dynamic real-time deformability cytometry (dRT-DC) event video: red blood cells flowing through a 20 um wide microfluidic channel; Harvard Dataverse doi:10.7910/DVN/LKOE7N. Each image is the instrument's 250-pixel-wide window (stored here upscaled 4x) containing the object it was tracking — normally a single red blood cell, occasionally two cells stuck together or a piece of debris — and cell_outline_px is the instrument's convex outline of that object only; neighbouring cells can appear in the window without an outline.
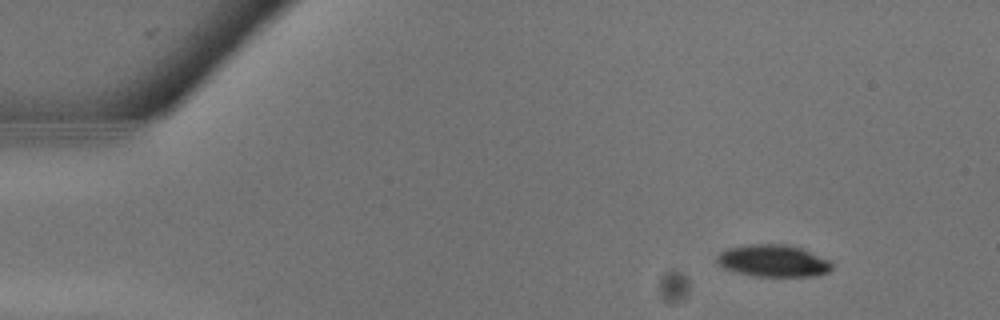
{"species": "common noctule bat (a hibernating species)", "species_latin": "Nyctalus noctula", "temperature_condition": "warm", "stored_images_in_passage": 11, "camera_frame_rate_fps": 3000, "um_per_image_px": 0.085, "animal": {"sex": "male", "body_mass_g": 13.3}, "frame": {"image": 1, "passage_image": 4, "time_ms": 1.0, "image_size_px": [1000, 320], "cell_outline_px": [[832, 268], [828, 272], [816, 276], [752, 276], [732, 272], [716, 264], [716, 256], [720, 252], [728, 248], [748, 244], [788, 244], [804, 248], [832, 260]], "centroid_in_image_um": [65.73, 22.16], "position_along_channel_um": 19.3, "area_um2": 22.08}}
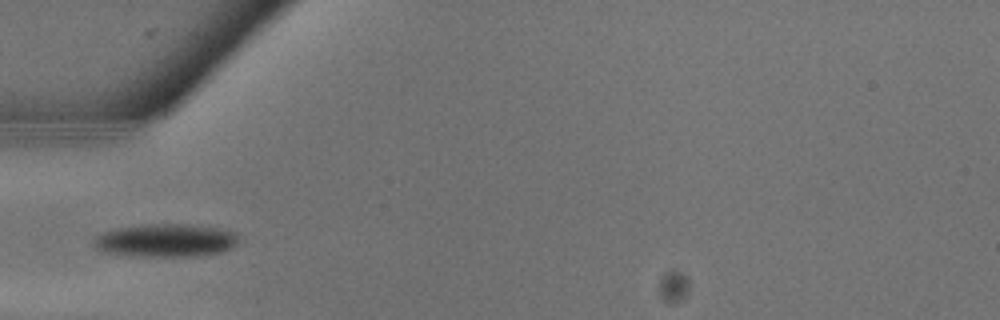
{"frame": {"image": 2, "passage_image": 10, "time_ms": 3.0, "image_size_px": [1000, 320], "cell_outline_px": [[240, 236], [236, 244], [220, 252], [196, 256], [136, 256], [100, 252], [92, 244], [92, 240], [96, 236], [104, 232], [116, 228], [144, 224], [188, 224], [216, 228], [236, 232]], "centroid_in_image_um": [14.04, 20.43], "position_along_channel_um": 71.0, "area_um2": 28.03}}